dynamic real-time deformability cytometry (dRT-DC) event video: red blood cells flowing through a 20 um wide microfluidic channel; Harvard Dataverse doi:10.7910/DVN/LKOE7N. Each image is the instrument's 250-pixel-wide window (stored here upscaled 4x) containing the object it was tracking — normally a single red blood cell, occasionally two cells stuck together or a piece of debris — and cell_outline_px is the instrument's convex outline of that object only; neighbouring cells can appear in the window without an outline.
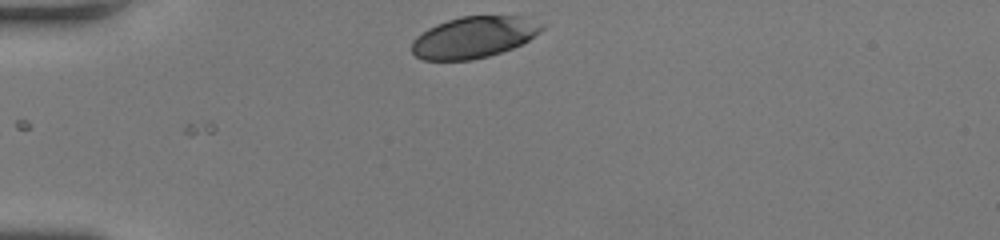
{"species": "human", "species_latin": "Homo sapiens", "temperature_condition": "room temperature", "stored_images_in_passage": 32, "camera_frame_rate_fps": 3000, "um_per_image_px": 0.085, "donor": {"sex": "female"}, "frame": {"image": 1, "passage_image": 1, "time_ms": 0.0, "image_size_px": [1000, 240], "cell_outline_px": [[548, 24], [540, 32], [528, 40], [512, 48], [488, 56], [472, 60], [424, 60], [416, 56], [412, 52], [412, 40], [416, 36], [428, 28], [436, 24], [460, 16], [524, 16]], "centroid_in_image_um": [40.3, 3.15], "position_along_channel_um": 44.7, "area_um2": 31.56}}
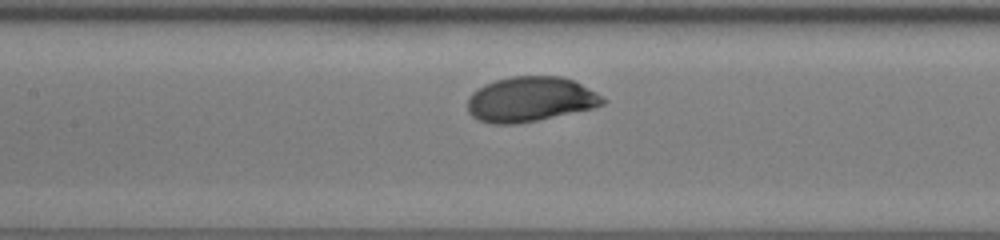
{"frame": {"image": 2, "passage_image": 12, "time_ms": 3.667, "image_size_px": [1000, 240], "cell_outline_px": [[608, 100], [604, 104], [592, 108], [536, 120], [516, 124], [492, 124], [480, 120], [472, 116], [468, 112], [468, 96], [472, 92], [484, 84], [496, 80], [512, 76], [564, 76], [596, 92]], "centroid_in_image_um": [45.06, 8.43], "position_along_channel_um": 162.3, "area_um2": 35.32}}
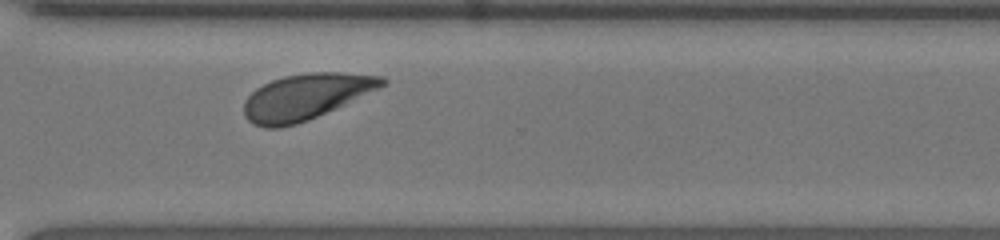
{"frame": {"image": 3, "passage_image": 25, "time_ms": 8.0, "image_size_px": [1000, 240], "cell_outline_px": [[388, 80], [380, 88], [308, 120], [296, 124], [280, 128], [264, 128], [252, 124], [244, 116], [244, 100], [256, 88], [272, 80], [284, 76], [308, 72], [340, 72], [384, 76]], "centroid_in_image_um": [25.97, 8.22], "position_along_channel_um": 344.6, "area_um2": 36.88}, "authors_computed_cell_mechanics": {"area_um2": 35.1713, "velocity_mm_per_s": 4.2067, "shape_relaxation_time_tau1_ms": 1.7911, "shape_relaxation_time_tau2_ms": null, "deformation_change_tau1": 0.1303, "deformation_change_tau2": null}}